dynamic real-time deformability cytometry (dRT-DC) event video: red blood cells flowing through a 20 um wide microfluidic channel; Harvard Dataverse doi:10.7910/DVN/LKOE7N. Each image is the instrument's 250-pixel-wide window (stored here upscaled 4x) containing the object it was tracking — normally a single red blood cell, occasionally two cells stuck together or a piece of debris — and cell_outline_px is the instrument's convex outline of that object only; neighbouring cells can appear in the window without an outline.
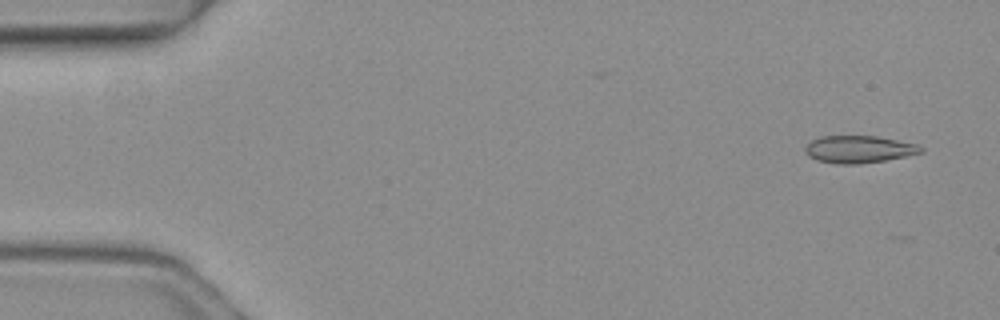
{"species": "common noctule bat (a hibernating species)", "species_latin": "Nyctalus noctula", "temperature_condition": "warm", "stored_images_in_passage": 4, "camera_frame_rate_fps": 3000, "um_per_image_px": 0.085, "animal": {"sex": "female", "body_mass_g": 19.3, "forearm_length_mm": 54.1}, "frame": {"image": 1, "passage_image": 1, "time_ms": 0.0, "image_size_px": [1000, 320], "cell_outline_px": [[924, 152], [884, 160], [860, 164], [836, 164], [816, 160], [808, 156], [804, 148], [812, 140], [820, 136], [876, 136], [916, 144], [924, 148]], "centroid_in_image_um": [72.98, 12.69], "position_along_channel_um": 12.0, "area_um2": 18.32}}